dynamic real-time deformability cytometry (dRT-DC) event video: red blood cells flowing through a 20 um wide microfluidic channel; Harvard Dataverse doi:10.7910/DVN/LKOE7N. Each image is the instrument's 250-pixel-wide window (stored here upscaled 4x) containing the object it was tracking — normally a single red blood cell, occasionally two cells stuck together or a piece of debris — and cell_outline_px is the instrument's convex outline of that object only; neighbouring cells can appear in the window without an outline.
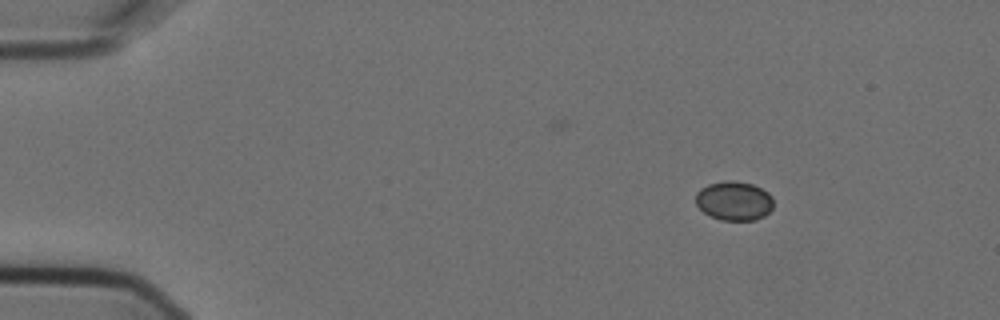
{"species": "Egyptian fruit bat (a non-hibernating species)", "species_latin": "Rousettus aegyptiacus", "temperature_condition": "cold", "stored_images_in_passage": 5, "camera_frame_rate_fps": 3000, "um_per_image_px": 0.085, "animal": {"sex": "female"}, "frame": {"image": 1, "passage_image": 1, "time_ms": 0.0, "image_size_px": [1000, 320], "cell_outline_px": [[772, 208], [764, 216], [756, 220], [720, 220], [704, 212], [696, 204], [696, 192], [700, 188], [708, 184], [724, 180], [732, 180], [752, 184], [768, 192], [772, 196]], "centroid_in_image_um": [62.38, 17.06], "position_along_channel_um": 22.6, "area_um2": 17.74}}
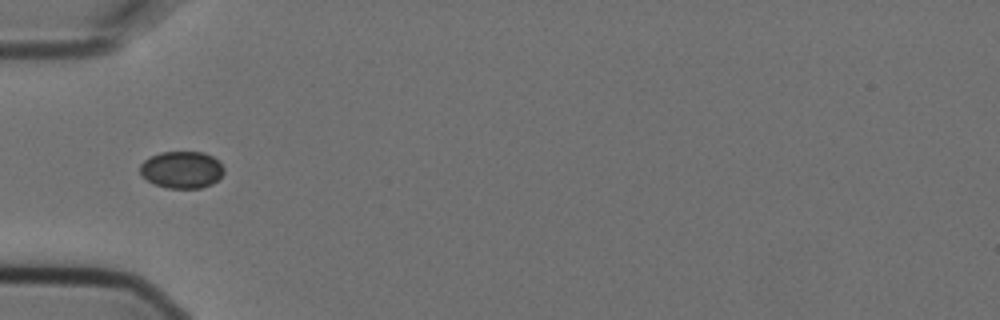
{"frame": {"image": 2, "passage_image": 4, "time_ms": 1.0, "image_size_px": [1000, 320], "cell_outline_px": [[224, 172], [212, 184], [200, 188], [168, 188], [156, 184], [148, 180], [140, 172], [140, 164], [144, 160], [160, 152], [204, 152], [212, 156], [224, 168]], "centroid_in_image_um": [15.45, 14.42], "position_along_channel_um": 69.6, "area_um2": 17.86}}
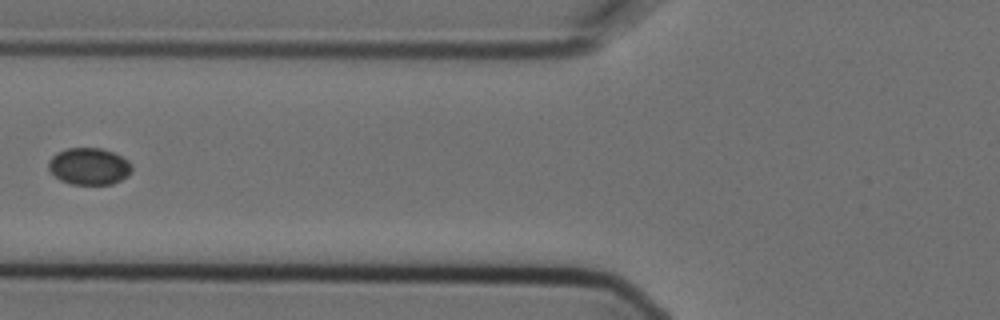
{"frame": {"image": 3, "passage_image": 5, "time_ms": 1.333, "image_size_px": [1000, 320], "cell_outline_px": [[132, 168], [128, 176], [112, 184], [72, 184], [60, 180], [48, 168], [48, 160], [56, 152], [64, 148], [100, 148], [112, 152], [128, 160], [132, 164]], "centroid_in_image_um": [7.56, 14.13], "position_along_channel_um": 118.2, "area_um2": 17.92}}